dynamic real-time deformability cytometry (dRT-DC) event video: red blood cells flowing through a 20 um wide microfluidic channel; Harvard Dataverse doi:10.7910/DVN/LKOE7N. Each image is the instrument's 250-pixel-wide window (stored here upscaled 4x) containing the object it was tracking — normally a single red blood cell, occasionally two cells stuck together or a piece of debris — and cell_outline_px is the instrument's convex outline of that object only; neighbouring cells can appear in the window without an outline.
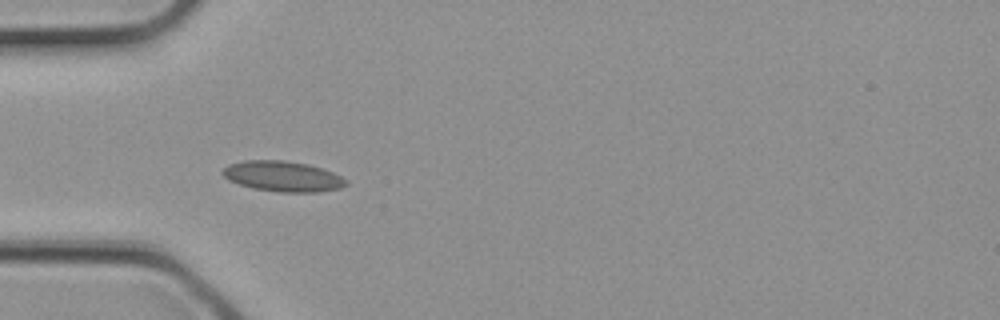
{"species": "common noctule bat (a hibernating species)", "species_latin": "Nyctalus noctula", "temperature_condition": "cold", "stored_images_in_passage": 22, "camera_frame_rate_fps": 3000, "um_per_image_px": 0.085, "animal": {"sex": "female", "body_mass_g": 21.9}, "frame": {"image": 1, "passage_image": 1, "time_ms": 0.0, "image_size_px": [1000, 320], "cell_outline_px": [[348, 184], [340, 188], [316, 192], [280, 192], [252, 188], [228, 180], [220, 172], [228, 164], [244, 160], [284, 160], [308, 164], [332, 172], [348, 180]], "centroid_in_image_um": [24.02, 14.98], "position_along_channel_um": 61.0, "area_um2": 21.91}}
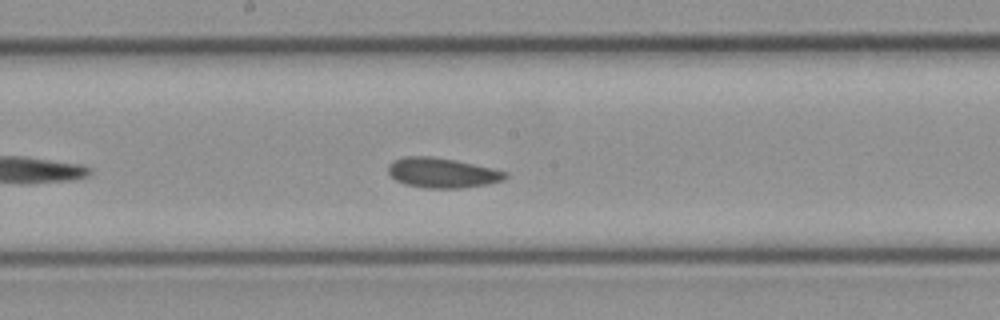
{"frame": {"image": 2, "passage_image": 8, "time_ms": 2.333, "image_size_px": [1000, 320], "cell_outline_px": [[508, 176], [504, 180], [488, 184], [460, 188], [424, 188], [404, 184], [396, 180], [388, 172], [388, 164], [392, 160], [404, 156], [432, 156], [456, 160], [492, 168], [508, 172]], "centroid_in_image_um": [37.58, 14.68], "position_along_channel_um": 210.6, "area_um2": 20.63}}
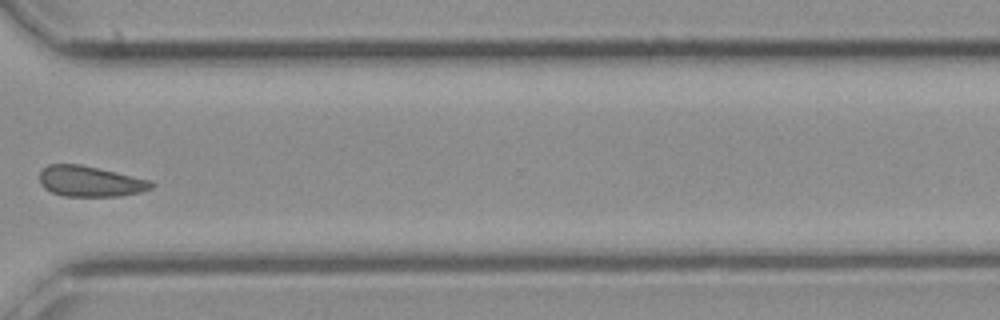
{"frame": {"image": 3, "passage_image": 15, "time_ms": 4.667, "image_size_px": [1000, 320], "cell_outline_px": [[156, 184], [152, 188], [140, 192], [120, 196], [64, 196], [52, 192], [44, 188], [40, 184], [40, 172], [48, 164], [80, 164], [148, 180]], "centroid_in_image_um": [7.63, 15.42], "position_along_channel_um": 363.0, "area_um2": 19.71}}